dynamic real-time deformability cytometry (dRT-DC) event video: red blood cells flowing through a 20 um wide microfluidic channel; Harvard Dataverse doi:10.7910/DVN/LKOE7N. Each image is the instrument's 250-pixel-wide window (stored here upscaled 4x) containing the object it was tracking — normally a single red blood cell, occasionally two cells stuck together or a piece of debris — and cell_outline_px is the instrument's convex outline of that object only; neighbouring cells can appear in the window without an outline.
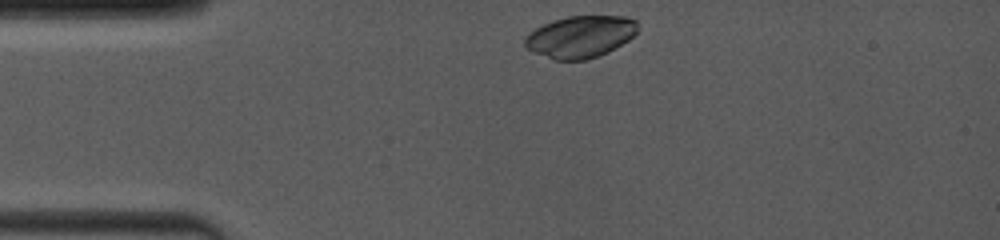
{"species": "common noctule bat (a hibernating species)", "species_latin": "Nyctalus noctula", "temperature_condition": "room temperature", "stored_images_in_passage": 3, "camera_frame_rate_fps": 4000, "um_per_image_px": 0.085, "animal": {"sex": "female", "body_mass_g": 19.0, "forearm_length_mm": 53.3}, "frame": {"image": 1, "passage_image": 1, "time_ms": 0.0, "image_size_px": [1000, 240], "cell_outline_px": [[636, 32], [628, 40], [608, 52], [584, 60], [552, 60], [528, 48], [524, 44], [524, 40], [536, 28], [552, 20], [568, 16], [624, 16], [636, 20]], "centroid_in_image_um": [49.34, 3.11], "position_along_channel_um": 35.7, "area_um2": 27.17}}